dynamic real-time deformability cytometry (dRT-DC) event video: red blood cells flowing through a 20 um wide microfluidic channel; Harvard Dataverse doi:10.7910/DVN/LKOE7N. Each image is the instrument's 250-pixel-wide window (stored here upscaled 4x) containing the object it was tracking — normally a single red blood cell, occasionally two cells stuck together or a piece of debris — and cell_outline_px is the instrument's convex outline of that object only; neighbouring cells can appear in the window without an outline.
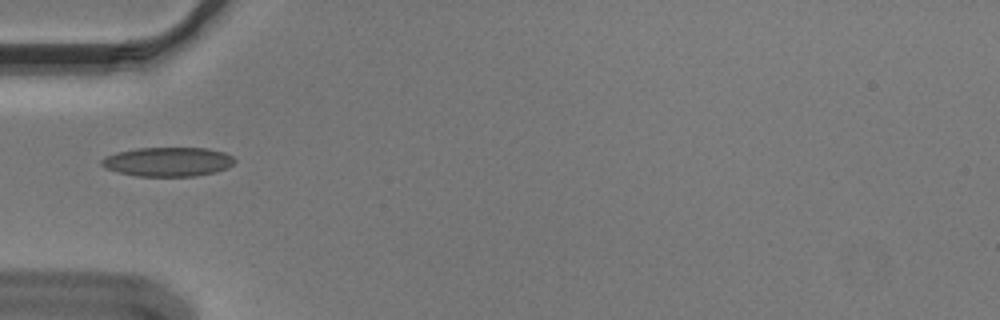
{"species": "Egyptian fruit bat (a non-hibernating species)", "species_latin": "Rousettus aegyptiacus", "temperature_condition": "cold", "stored_images_in_passage": 38, "camera_frame_rate_fps": 3000, "um_per_image_px": 0.085, "animal": {"sex": "male"}, "frame": {"image": 1, "passage_image": 1, "time_ms": 0.0, "image_size_px": [1000, 320], "cell_outline_px": [[236, 160], [228, 168], [216, 172], [196, 176], [136, 176], [116, 172], [104, 168], [100, 164], [100, 160], [104, 156], [116, 152], [136, 148], [208, 148], [224, 152], [232, 156]], "centroid_in_image_um": [14.24, 13.75], "position_along_channel_um": 70.8, "area_um2": 22.95}}
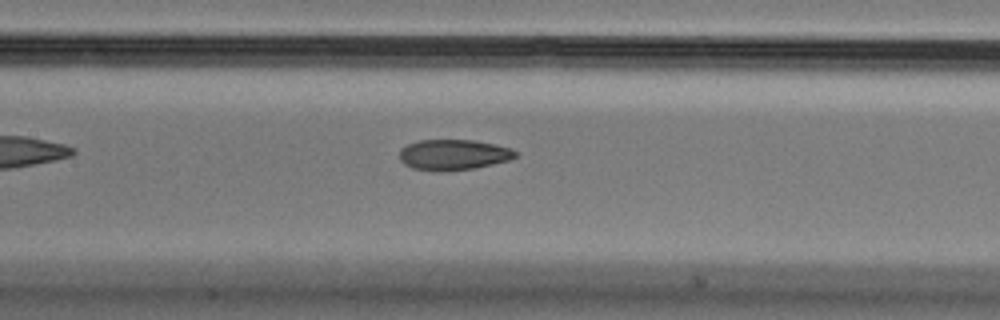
{"frame": {"image": 2, "passage_image": 9, "time_ms": 2.667, "image_size_px": [1000, 320], "cell_outline_px": [[520, 152], [516, 156], [508, 160], [476, 168], [448, 172], [436, 172], [412, 168], [404, 164], [400, 160], [400, 148], [408, 144], [420, 140], [472, 140], [496, 144], [512, 148]], "centroid_in_image_um": [38.55, 13.16], "position_along_channel_um": 168.8, "area_um2": 21.04}}
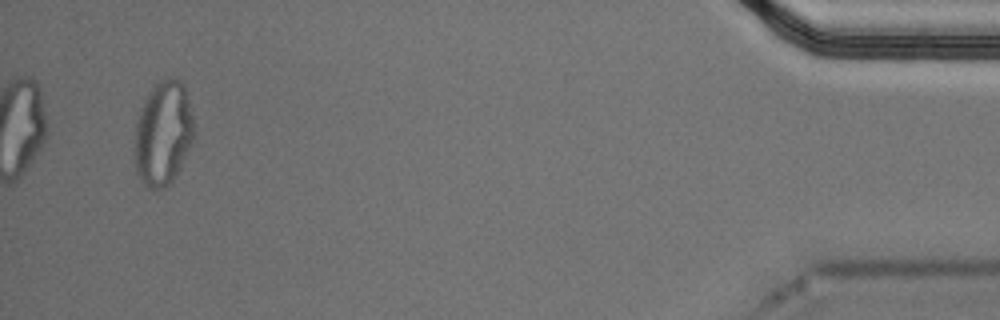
{"frame": {"image": 3, "passage_image": 36, "time_ms": 11.667, "image_size_px": [1000, 320], "cell_outline_px": [[196, 136], [180, 168], [172, 180], [164, 188], [152, 188], [144, 184], [136, 172], [132, 148], [136, 120], [140, 108], [148, 92], [160, 80], [172, 76], [176, 76], [184, 84], [196, 128]], "centroid_in_image_um": [13.86, 11.3], "position_along_channel_um": 421.3, "area_um2": 37.05}, "authors_computed_cell_mechanics": {"area_um2": 21.8773, "velocity_mm_per_s": 3.6333, "shape_relaxation_time_tau1_ms": null, "shape_relaxation_time_tau2_ms": 2.524, "deformation_change_tau1": null, "deformation_change_tau2": 0.0833}}